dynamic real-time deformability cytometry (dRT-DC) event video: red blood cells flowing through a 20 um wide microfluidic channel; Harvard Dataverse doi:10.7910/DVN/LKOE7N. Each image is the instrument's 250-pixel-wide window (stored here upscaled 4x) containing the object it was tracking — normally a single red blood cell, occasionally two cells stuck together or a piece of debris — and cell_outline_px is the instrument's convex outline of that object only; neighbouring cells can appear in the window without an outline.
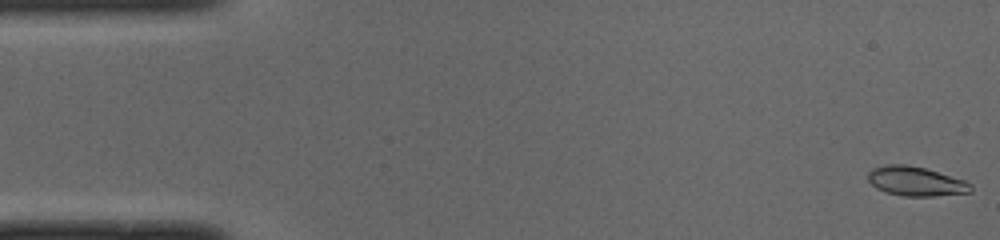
{"species": "common noctule bat (a hibernating species)", "species_latin": "Nyctalus noctula", "temperature_condition": "cold", "stored_images_in_passage": 50, "camera_frame_rate_fps": 3000, "um_per_image_px": 0.085, "animal": {"sex": "male", "body_mass_g": 19.0, "forearm_length_mm": 50.8}, "frame": {"image": 1, "passage_image": 1, "time_ms": 0.0, "image_size_px": [1000, 240], "cell_outline_px": [[972, 192], [932, 196], [904, 196], [884, 192], [876, 188], [868, 180], [868, 172], [872, 168], [884, 164], [908, 164], [924, 168], [964, 180], [972, 184]], "centroid_in_image_um": [77.81, 15.4], "position_along_channel_um": 7.2, "area_um2": 17.63}}
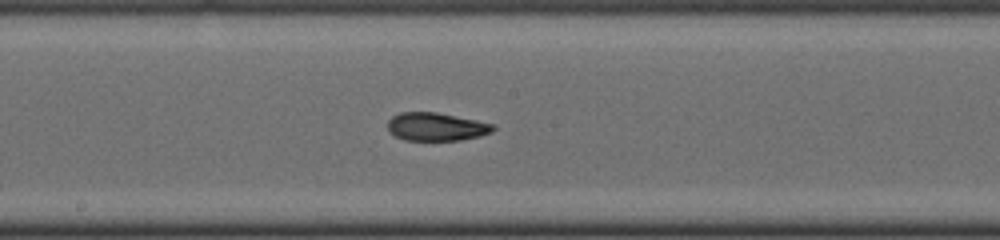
{"frame": {"image": 2, "passage_image": 26, "time_ms": 8.333, "image_size_px": [1000, 240], "cell_outline_px": [[496, 128], [492, 132], [480, 136], [460, 140], [404, 140], [388, 132], [388, 120], [392, 116], [400, 112], [436, 112], [496, 124]], "centroid_in_image_um": [37.09, 10.77], "position_along_channel_um": 211.1, "area_um2": 17.4}}
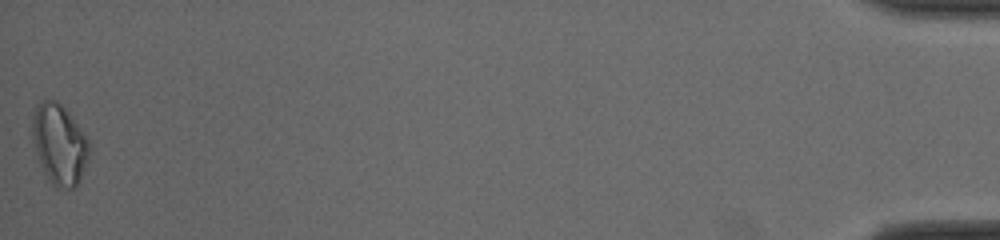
{"frame": {"image": 3, "passage_image": 50, "time_ms": 16.333, "image_size_px": [1000, 240], "cell_outline_px": [[88, 160], [80, 180], [72, 188], [56, 188], [52, 184], [44, 172], [40, 164], [36, 152], [32, 132], [32, 120], [36, 104], [40, 100], [56, 100], [68, 112], [88, 140]], "centroid_in_image_um": [5.02, 12.26], "position_along_channel_um": 430.2, "area_um2": 26.24}, "authors_computed_cell_mechanics": {"area_um2": 17.7735, "velocity_mm_per_s": 3.9906, "shape_relaxation_time_tau1_ms": 7.8623, "shape_relaxation_time_tau2_ms": 1.7016, "deformation_change_tau1": 0.2265, "deformation_change_tau2": 0.0725}}